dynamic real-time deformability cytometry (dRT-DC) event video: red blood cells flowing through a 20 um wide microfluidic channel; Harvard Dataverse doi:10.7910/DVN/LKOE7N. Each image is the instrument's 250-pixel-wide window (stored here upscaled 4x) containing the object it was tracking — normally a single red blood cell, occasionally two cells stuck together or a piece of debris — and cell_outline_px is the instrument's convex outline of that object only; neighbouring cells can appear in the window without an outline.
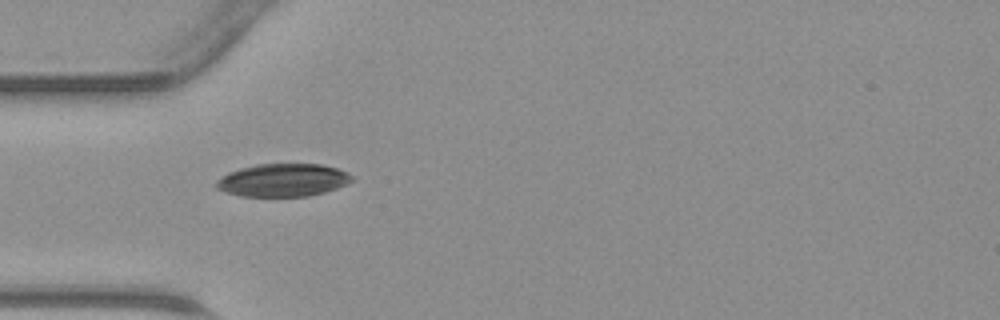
{"species": "common noctule bat (a hibernating species)", "species_latin": "Nyctalus noctula", "temperature_condition": "warm", "stored_images_in_passage": 6, "camera_frame_rate_fps": 3000, "um_per_image_px": 0.085, "animal": {"sex": "male", "body_mass_g": 23.1, "forearm_length_mm": 52.7}, "frame": {"image": 1, "passage_image": 1, "time_ms": 0.0, "image_size_px": [1000, 320], "cell_outline_px": [[352, 180], [348, 184], [324, 192], [308, 196], [240, 196], [216, 188], [216, 184], [228, 172], [240, 168], [256, 164], [324, 164], [348, 172], [352, 176]], "centroid_in_image_um": [24.09, 15.3], "position_along_channel_um": 60.9, "area_um2": 25.78}}